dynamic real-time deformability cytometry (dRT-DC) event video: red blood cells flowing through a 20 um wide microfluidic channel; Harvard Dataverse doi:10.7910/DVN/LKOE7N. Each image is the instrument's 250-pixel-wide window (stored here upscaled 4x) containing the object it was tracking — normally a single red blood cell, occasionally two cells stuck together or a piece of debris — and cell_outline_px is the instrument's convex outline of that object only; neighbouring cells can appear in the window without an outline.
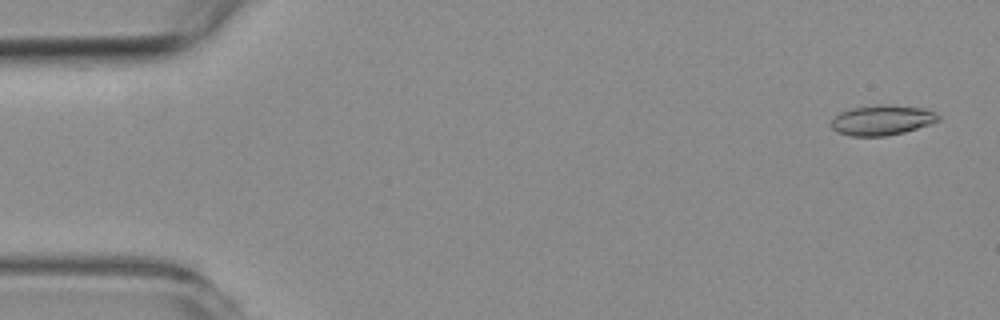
{"species": "common noctule bat (a hibernating species)", "species_latin": "Nyctalus noctula", "temperature_condition": "room temperature", "stored_images_in_passage": 19, "camera_frame_rate_fps": 3000, "um_per_image_px": 0.085, "animal": {"sex": "female", "body_mass_g": 19.3, "forearm_length_mm": 54.1}, "frame": {"image": 1, "passage_image": 3, "time_ms": 0.667, "image_size_px": [1000, 320], "cell_outline_px": [[940, 120], [904, 132], [884, 136], [852, 136], [836, 132], [832, 128], [832, 120], [840, 112], [852, 108], [880, 104], [888, 104], [924, 108], [936, 112], [940, 116]], "centroid_in_image_um": [74.98, 10.2], "position_along_channel_um": 10.0, "area_um2": 18.73}}
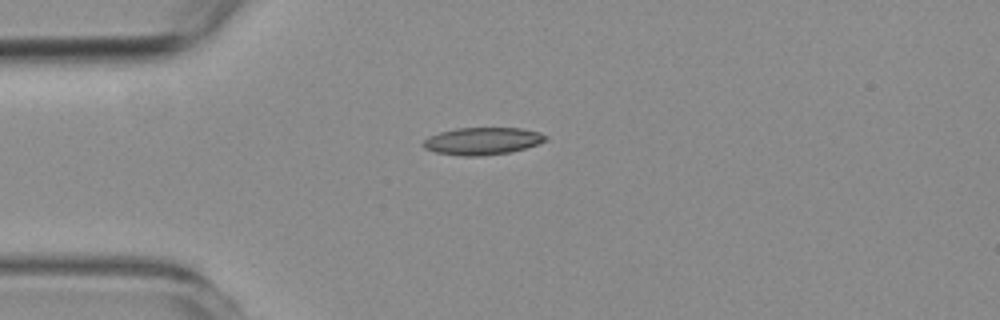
{"frame": {"image": 2, "passage_image": 15, "time_ms": 4.667, "image_size_px": [1000, 320], "cell_outline_px": [[548, 136], [544, 140], [536, 144], [512, 152], [480, 156], [460, 156], [436, 152], [424, 148], [420, 144], [428, 136], [440, 132], [456, 128], [520, 128], [540, 132]], "centroid_in_image_um": [40.96, 11.99], "position_along_channel_um": 44.0, "area_um2": 19.48}}